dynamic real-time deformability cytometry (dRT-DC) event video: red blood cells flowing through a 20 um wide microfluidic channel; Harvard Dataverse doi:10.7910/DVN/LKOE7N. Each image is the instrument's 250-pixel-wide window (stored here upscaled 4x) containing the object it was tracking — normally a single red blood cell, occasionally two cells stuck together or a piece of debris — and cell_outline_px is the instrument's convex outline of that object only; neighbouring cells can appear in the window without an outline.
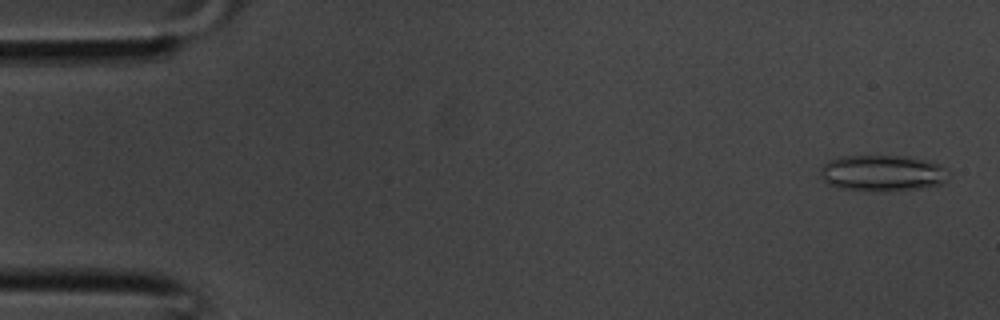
{"species": "common noctule bat (a hibernating species)", "species_latin": "Nyctalus noctula", "temperature_condition": "room temperature", "stored_images_in_passage": 36, "camera_frame_rate_fps": 3000, "um_per_image_px": 0.085, "animal": {"sex": "male", "body_mass_g": 20.1, "forearm_length_mm": 53.5}, "frame": {"image": 1, "passage_image": 2, "time_ms": 0.333, "image_size_px": [1000, 320], "cell_outline_px": [[952, 172], [940, 184], [920, 188], [840, 188], [828, 184], [820, 176], [820, 164], [836, 156], [912, 156], [928, 160], [940, 164]], "centroid_in_image_um": [75.0, 14.64], "position_along_channel_um": 10.0, "area_um2": 26.47}}
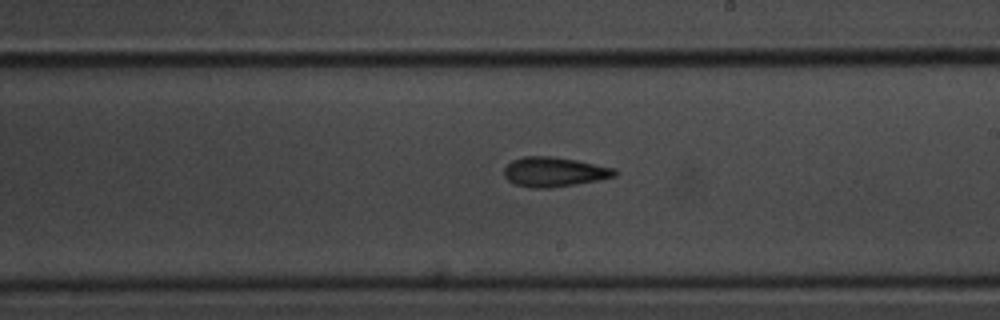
{"frame": {"image": 2, "passage_image": 21, "time_ms": 6.667, "image_size_px": [1000, 320], "cell_outline_px": [[620, 172], [616, 176], [600, 180], [552, 188], [532, 188], [512, 184], [504, 176], [504, 168], [512, 160], [524, 156], [552, 156], [576, 160], [616, 168]], "centroid_in_image_um": [47.13, 14.62], "position_along_channel_um": 241.9, "area_um2": 19.42}}
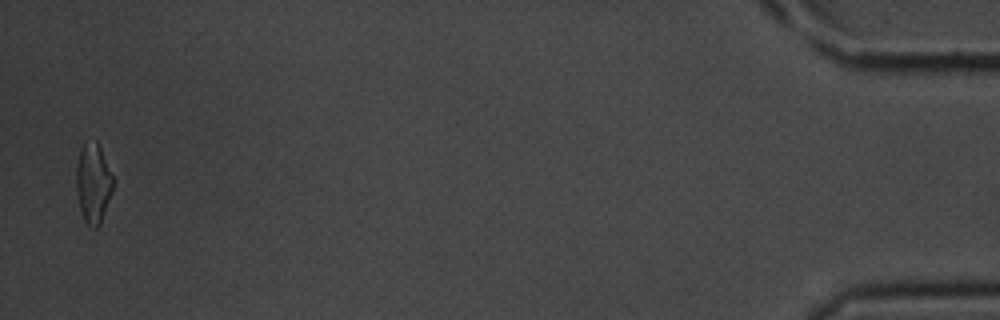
{"frame": {"image": 3, "passage_image": 36, "time_ms": 11.667, "image_size_px": [1000, 320], "cell_outline_px": [[112, 192], [100, 224], [96, 228], [92, 228], [84, 220], [80, 208], [76, 192], [76, 168], [80, 148], [84, 144], [96, 140], [100, 148], [112, 176]], "centroid_in_image_um": [7.9, 15.59], "position_along_channel_um": 427.3, "area_um2": 16.76}}